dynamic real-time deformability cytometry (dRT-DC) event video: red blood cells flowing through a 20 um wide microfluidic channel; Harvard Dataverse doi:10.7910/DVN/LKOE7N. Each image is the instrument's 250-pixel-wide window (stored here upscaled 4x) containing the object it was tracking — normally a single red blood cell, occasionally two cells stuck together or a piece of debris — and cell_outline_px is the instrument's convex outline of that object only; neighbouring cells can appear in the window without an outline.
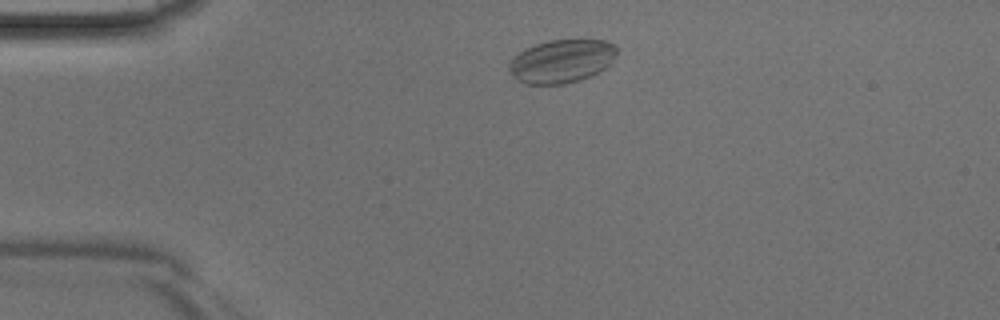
{"species": "Egyptian fruit bat (a non-hibernating species)", "species_latin": "Rousettus aegyptiacus", "temperature_condition": "room temperature", "stored_images_in_passage": 36, "camera_frame_rate_fps": 3000, "um_per_image_px": 0.085, "animal": {"sex": "male"}, "frame": {"image": 1, "passage_image": 1, "time_ms": 0.0, "image_size_px": [1000, 320], "cell_outline_px": [[616, 56], [604, 68], [580, 80], [564, 84], [524, 84], [516, 80], [508, 68], [508, 64], [520, 52], [536, 44], [548, 40], [604, 40], [616, 44]], "centroid_in_image_um": [47.73, 5.2], "position_along_channel_um": 37.3, "area_um2": 26.93}}
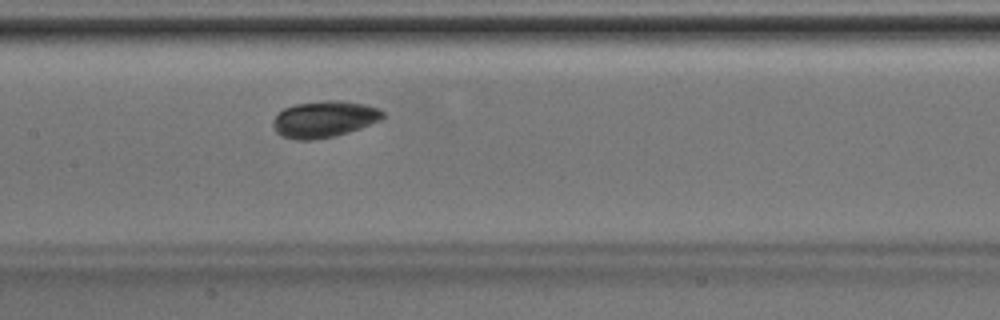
{"frame": {"image": 2, "passage_image": 13, "time_ms": 4.0, "image_size_px": [1000, 320], "cell_outline_px": [[384, 116], [380, 120], [360, 128], [336, 136], [312, 140], [296, 140], [284, 136], [276, 132], [272, 124], [272, 120], [284, 108], [296, 104], [324, 100], [340, 100], [364, 104], [380, 108], [384, 112]], "centroid_in_image_um": [27.56, 10.12], "position_along_channel_um": 179.8, "area_um2": 23.35}}
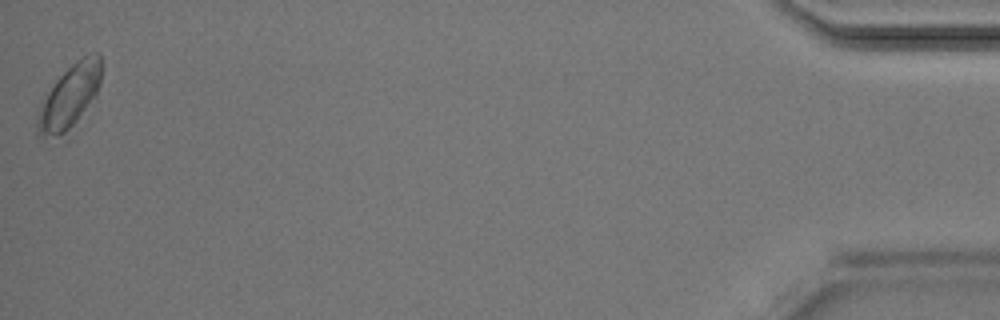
{"frame": {"image": 3, "passage_image": 36, "time_ms": 11.667, "image_size_px": [1000, 320], "cell_outline_px": [[104, 64], [100, 84], [96, 96], [76, 120], [64, 132], [56, 136], [36, 136], [36, 112], [48, 92], [56, 80], [76, 60], [84, 56], [96, 52], [100, 52]], "centroid_in_image_um": [5.94, 8.14], "position_along_channel_um": 429.3, "area_um2": 23.52}}